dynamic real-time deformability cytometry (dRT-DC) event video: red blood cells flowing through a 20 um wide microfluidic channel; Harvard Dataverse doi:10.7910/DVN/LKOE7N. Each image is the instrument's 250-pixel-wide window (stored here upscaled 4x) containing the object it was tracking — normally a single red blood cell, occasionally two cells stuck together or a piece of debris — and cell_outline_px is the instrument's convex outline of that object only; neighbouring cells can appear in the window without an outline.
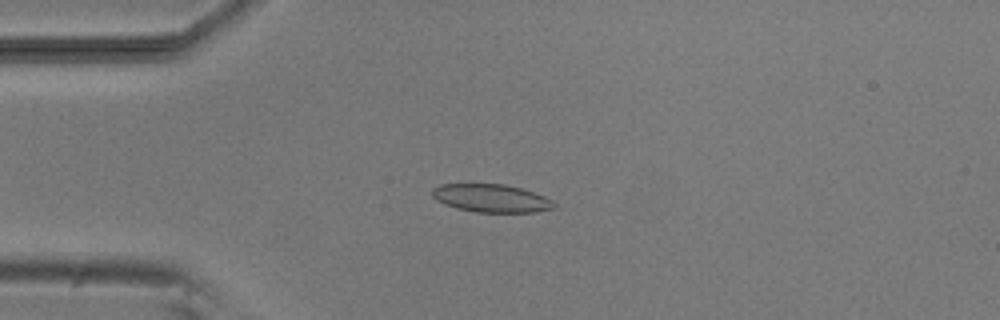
{"species": "common noctule bat (a hibernating species)", "species_latin": "Nyctalus noctula", "temperature_condition": "room temperature", "stored_images_in_passage": 3, "camera_frame_rate_fps": 3000, "um_per_image_px": 0.085, "animal": {"sex": "male", "body_mass_g": 20.5, "forearm_length_mm": 52.5}, "frame": {"image": 1, "passage_image": 3, "time_ms": 2.333, "image_size_px": [1000, 320], "cell_outline_px": [[556, 208], [536, 212], [476, 212], [456, 208], [444, 204], [436, 200], [432, 196], [432, 188], [440, 184], [504, 184], [520, 188], [544, 196], [552, 200], [556, 204]], "centroid_in_image_um": [41.75, 16.85], "position_along_channel_um": 43.3, "area_um2": 19.94}}